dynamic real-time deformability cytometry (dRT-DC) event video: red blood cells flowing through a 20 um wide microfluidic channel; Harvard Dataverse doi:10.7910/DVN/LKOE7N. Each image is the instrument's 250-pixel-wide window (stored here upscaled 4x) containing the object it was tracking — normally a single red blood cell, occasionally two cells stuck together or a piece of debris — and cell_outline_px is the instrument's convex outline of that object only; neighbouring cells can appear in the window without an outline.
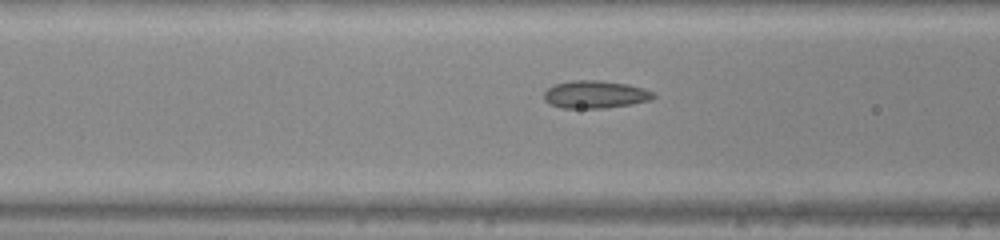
{"species": "common noctule bat (a hibernating species)", "species_latin": "Nyctalus noctula", "temperature_condition": "warm", "stored_images_in_passage": 15, "camera_frame_rate_fps": 3000, "um_per_image_px": 0.085, "animal": {"sex": "male", "body_mass_g": 20.0, "forearm_length_mm": 53.3}, "frame": {"image": 1, "passage_image": 13, "time_ms": 4.0, "image_size_px": [1000, 240], "cell_outline_px": [[656, 96], [652, 100], [632, 104], [604, 108], [560, 108], [548, 104], [544, 100], [544, 92], [548, 88], [556, 84], [568, 80], [600, 80], [628, 84], [644, 88], [652, 92]], "centroid_in_image_um": [50.58, 8.03], "position_along_channel_um": 116.0, "area_um2": 17.86}}